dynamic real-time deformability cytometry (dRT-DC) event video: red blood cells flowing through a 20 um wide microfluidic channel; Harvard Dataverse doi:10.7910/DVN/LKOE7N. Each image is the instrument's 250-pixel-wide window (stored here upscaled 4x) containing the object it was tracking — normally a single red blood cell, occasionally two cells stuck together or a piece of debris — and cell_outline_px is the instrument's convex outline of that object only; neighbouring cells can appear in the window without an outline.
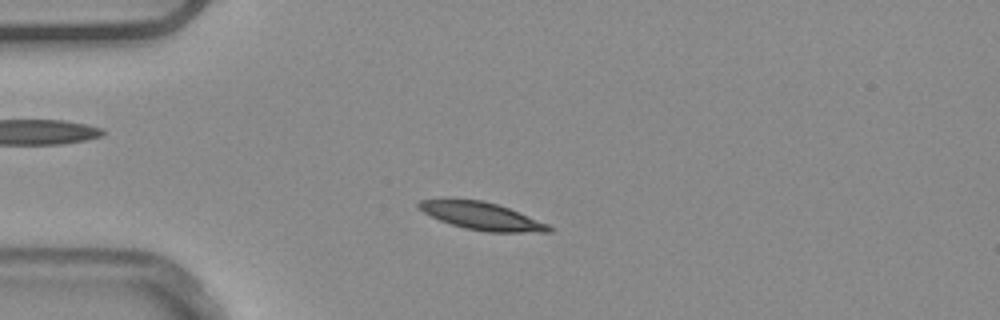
{"species": "common noctule bat (a hibernating species)", "species_latin": "Nyctalus noctula", "temperature_condition": "warm", "stored_images_in_passage": 49, "camera_frame_rate_fps": 3000, "um_per_image_px": 0.085, "animal": {"sex": "male", "body_mass_g": 20.4}, "frame": {"image": 1, "passage_image": 10, "time_ms": 3.0, "image_size_px": [1000, 320], "cell_outline_px": [[552, 232], [488, 232], [464, 228], [440, 220], [424, 212], [416, 204], [420, 200], [444, 196], [448, 196], [484, 200], [508, 208], [548, 224], [552, 228]], "centroid_in_image_um": [40.86, 18.31], "position_along_channel_um": 44.1, "area_um2": 21.33}}
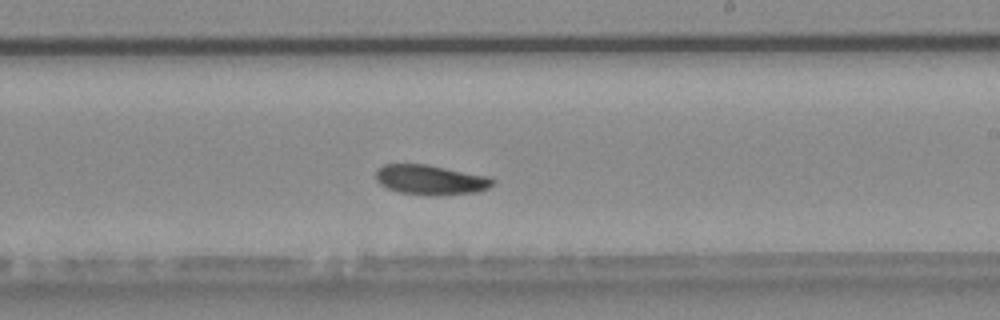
{"frame": {"image": 2, "passage_image": 28, "time_ms": 9.0, "image_size_px": [1000, 320], "cell_outline_px": [[496, 180], [488, 188], [476, 192], [440, 196], [400, 192], [388, 188], [380, 184], [376, 180], [376, 168], [384, 164], [428, 164], [492, 176]], "centroid_in_image_um": [36.64, 15.27], "position_along_channel_um": 252.4, "area_um2": 20.63}}
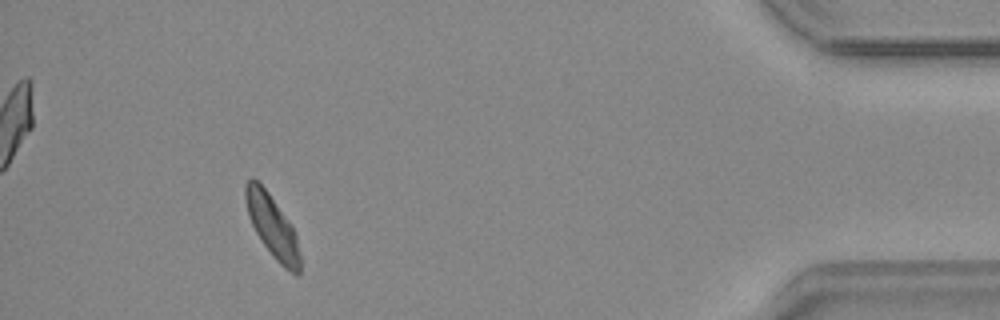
{"frame": {"image": 3, "passage_image": 45, "time_ms": 14.667, "image_size_px": [1000, 320], "cell_outline_px": [[300, 276], [296, 276], [284, 268], [276, 260], [264, 244], [256, 232], [248, 216], [244, 200], [244, 184], [252, 176], [268, 192], [292, 224], [296, 236], [300, 256]], "centroid_in_image_um": [23.14, 19.23], "position_along_channel_um": 412.1, "area_um2": 19.88}, "authors_computed_cell_mechanics": {"area_um2": 20.1144, "velocity_mm_per_s": 3.8531, "shape_relaxation_time_tau1_ms": 4.4916, "shape_relaxation_time_tau2_ms": null, "deformation_change_tau1": 0.103, "deformation_change_tau2": null}}